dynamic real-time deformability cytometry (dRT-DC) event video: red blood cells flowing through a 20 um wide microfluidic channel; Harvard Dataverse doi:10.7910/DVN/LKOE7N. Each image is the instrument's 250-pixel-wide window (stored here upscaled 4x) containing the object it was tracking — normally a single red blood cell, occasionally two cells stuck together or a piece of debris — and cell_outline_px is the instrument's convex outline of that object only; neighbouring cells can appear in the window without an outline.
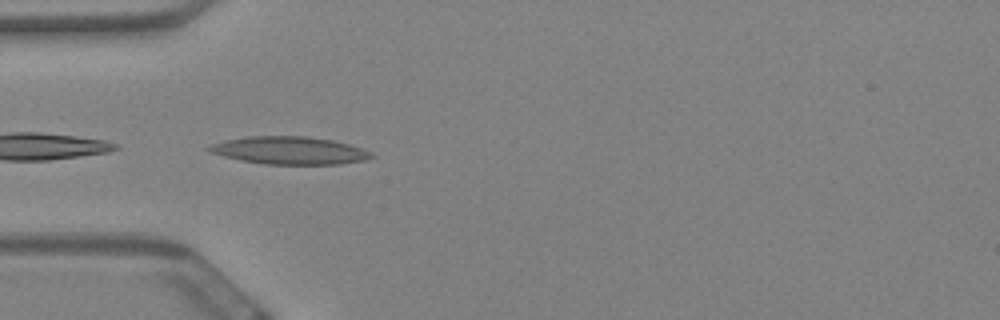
{"species": "Egyptian fruit bat (a non-hibernating species)", "species_latin": "Rousettus aegyptiacus", "temperature_condition": "warm", "stored_images_in_passage": 3, "camera_frame_rate_fps": 3000, "um_per_image_px": 0.085, "animal": {"sex": "female"}, "frame": {"image": 1, "passage_image": 1, "time_ms": 0.0, "image_size_px": [1000, 320], "cell_outline_px": [[376, 156], [364, 160], [340, 164], [264, 164], [240, 160], [208, 152], [204, 148], [208, 144], [248, 136], [308, 136], [332, 140], [348, 144], [372, 152]], "centroid_in_image_um": [24.57, 12.79], "position_along_channel_um": 60.4, "area_um2": 26.24}}